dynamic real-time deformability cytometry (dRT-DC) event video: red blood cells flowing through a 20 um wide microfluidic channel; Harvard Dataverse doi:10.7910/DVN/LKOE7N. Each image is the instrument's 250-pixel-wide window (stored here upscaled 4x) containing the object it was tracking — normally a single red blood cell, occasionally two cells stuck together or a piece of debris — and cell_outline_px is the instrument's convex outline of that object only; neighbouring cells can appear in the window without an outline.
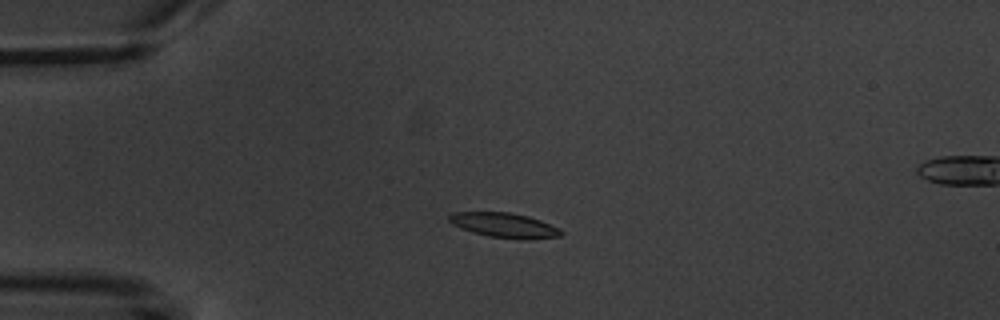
{"species": "common noctule bat (a hibernating species)", "species_latin": "Nyctalus noctula", "temperature_condition": "warm", "stored_images_in_passage": 5, "camera_frame_rate_fps": 3000, "um_per_image_px": 0.085, "animal": {"sex": "male", "body_mass_g": 20.1, "forearm_length_mm": 53.5}, "frame": {"image": 1, "passage_image": 3, "time_ms": 3.667, "image_size_px": [1000, 320], "cell_outline_px": [[564, 232], [560, 236], [524, 240], [520, 240], [488, 236], [472, 232], [460, 228], [452, 224], [448, 220], [448, 216], [452, 212], [508, 212], [528, 216], [540, 220], [560, 228]], "centroid_in_image_um": [42.86, 19.15], "position_along_channel_um": 42.1, "area_um2": 16.3}}